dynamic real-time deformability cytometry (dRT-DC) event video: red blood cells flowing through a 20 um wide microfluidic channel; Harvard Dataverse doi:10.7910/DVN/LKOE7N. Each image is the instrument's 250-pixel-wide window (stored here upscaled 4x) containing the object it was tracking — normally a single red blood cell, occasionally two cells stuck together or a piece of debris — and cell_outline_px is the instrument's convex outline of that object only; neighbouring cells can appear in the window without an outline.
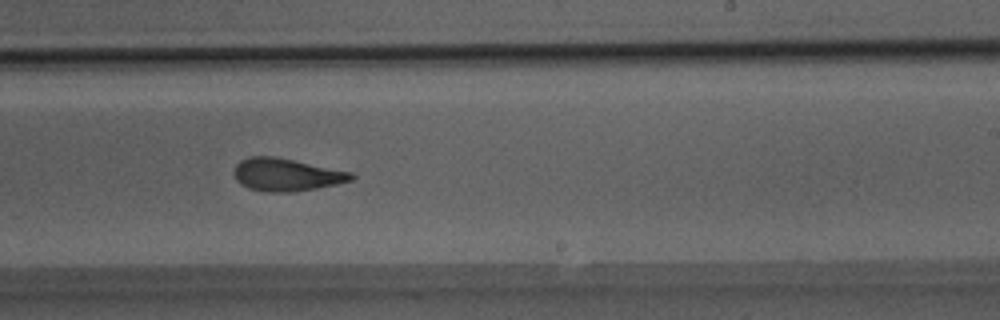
{"species": "Egyptian fruit bat (a non-hibernating species)", "species_latin": "Rousettus aegyptiacus", "temperature_condition": "room temperature", "stored_images_in_passage": 50, "camera_frame_rate_fps": 3000, "um_per_image_px": 0.085, "animal": {"sex": "male"}, "frame": {"image": 1, "passage_image": 30, "time_ms": 9.667, "image_size_px": [1000, 320], "cell_outline_px": [[356, 176], [352, 180], [336, 184], [316, 188], [292, 192], [268, 192], [248, 188], [240, 184], [236, 180], [232, 172], [236, 164], [240, 160], [248, 156], [276, 156], [352, 172]], "centroid_in_image_um": [24.31, 14.84], "position_along_channel_um": 264.7, "area_um2": 22.54}}
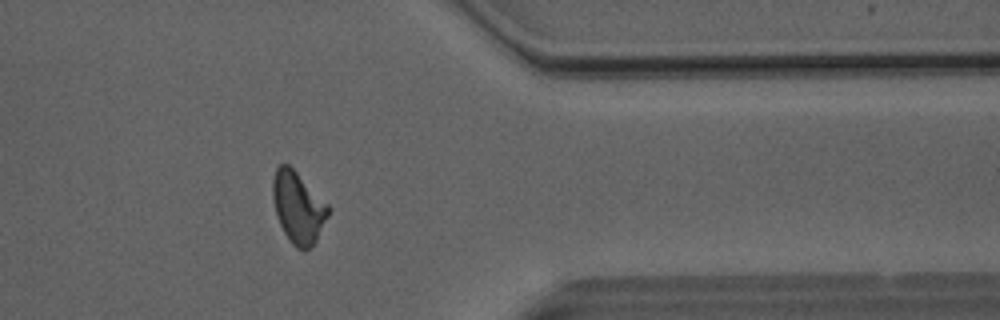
{"frame": {"image": 2, "passage_image": 40, "time_ms": 13.0, "image_size_px": [1000, 320], "cell_outline_px": [[328, 216], [316, 240], [304, 252], [296, 248], [292, 244], [284, 232], [280, 224], [272, 200], [272, 180], [276, 168], [280, 164], [288, 164], [328, 204]], "centroid_in_image_um": [25.32, 17.63], "position_along_channel_um": 386.1, "area_um2": 22.77}}
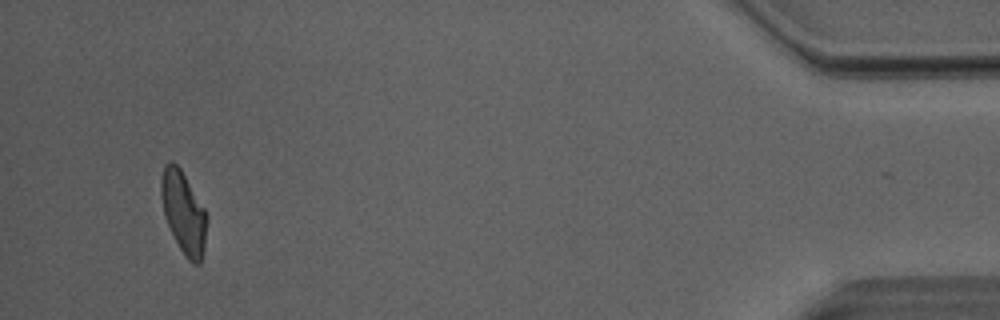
{"frame": {"image": 3, "passage_image": 47, "time_ms": 15.333, "image_size_px": [1000, 320], "cell_outline_px": [[208, 220], [204, 248], [200, 264], [192, 264], [184, 256], [164, 216], [160, 196], [160, 180], [164, 164], [172, 160], [180, 168], [204, 208], [208, 216]], "centroid_in_image_um": [15.59, 18.06], "position_along_channel_um": 419.6, "area_um2": 21.96}}